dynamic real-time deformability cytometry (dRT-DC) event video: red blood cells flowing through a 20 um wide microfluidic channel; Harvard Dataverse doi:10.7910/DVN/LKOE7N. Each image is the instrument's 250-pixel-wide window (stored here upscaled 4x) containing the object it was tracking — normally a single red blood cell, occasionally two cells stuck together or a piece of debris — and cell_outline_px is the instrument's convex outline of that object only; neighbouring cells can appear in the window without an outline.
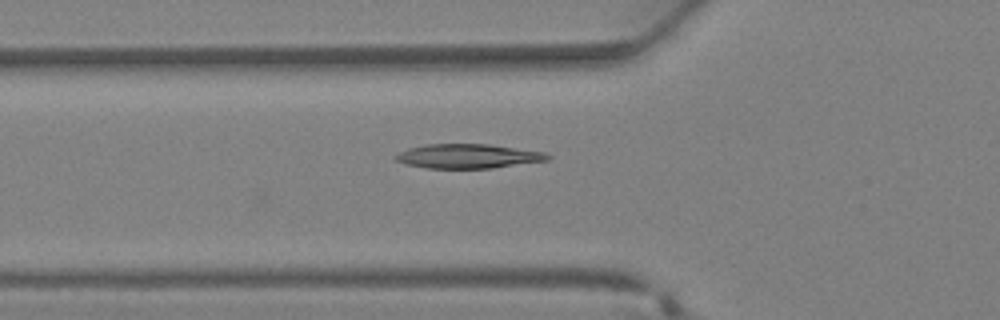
{"species": "Egyptian fruit bat (a non-hibernating species)", "species_latin": "Rousettus aegyptiacus", "temperature_condition": "warm", "stored_images_in_passage": 20, "camera_frame_rate_fps": 3000, "um_per_image_px": 0.085, "animal": {"sex": "female"}, "frame": {"image": 1, "passage_image": 2, "time_ms": 0.333, "image_size_px": [1000, 320], "cell_outline_px": [[552, 156], [548, 160], [492, 168], [428, 168], [404, 164], [396, 160], [392, 156], [408, 148], [428, 144], [488, 144], [544, 152]], "centroid_in_image_um": [39.75, 13.27], "position_along_channel_um": 86.0, "area_um2": 21.44}}
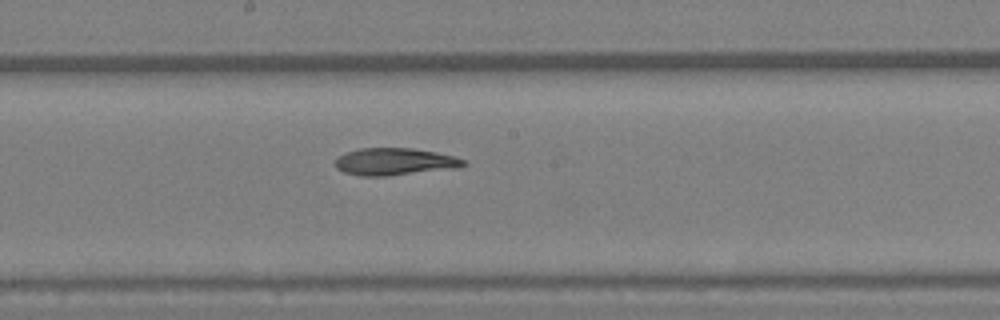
{"frame": {"image": 2, "passage_image": 9, "time_ms": 2.667, "image_size_px": [1000, 320], "cell_outline_px": [[468, 164], [460, 168], [388, 176], [360, 176], [344, 172], [336, 168], [336, 156], [360, 148], [412, 148], [436, 152], [456, 156], [464, 160]], "centroid_in_image_um": [33.59, 13.75], "position_along_channel_um": 214.6, "area_um2": 20.58}}
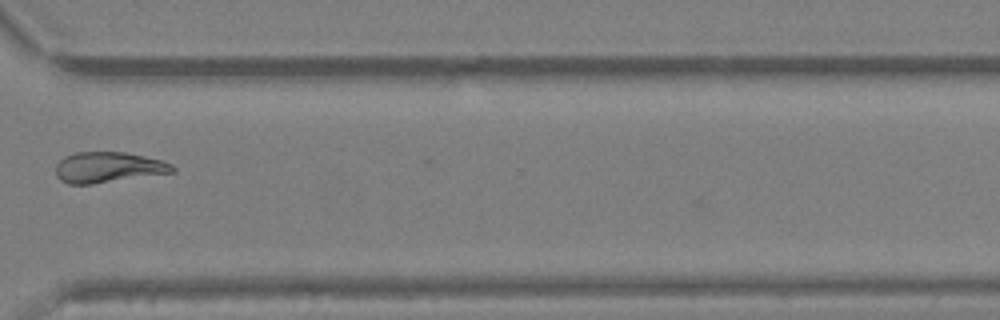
{"frame": {"image": 3, "passage_image": 17, "time_ms": 5.333, "image_size_px": [1000, 320], "cell_outline_px": [[176, 172], [92, 184], [68, 184], [60, 180], [56, 176], [56, 164], [64, 156], [76, 152], [124, 152], [144, 156], [160, 160], [172, 164], [176, 168]], "centroid_in_image_um": [9.19, 14.23], "position_along_channel_um": 361.4, "area_um2": 20.92}}